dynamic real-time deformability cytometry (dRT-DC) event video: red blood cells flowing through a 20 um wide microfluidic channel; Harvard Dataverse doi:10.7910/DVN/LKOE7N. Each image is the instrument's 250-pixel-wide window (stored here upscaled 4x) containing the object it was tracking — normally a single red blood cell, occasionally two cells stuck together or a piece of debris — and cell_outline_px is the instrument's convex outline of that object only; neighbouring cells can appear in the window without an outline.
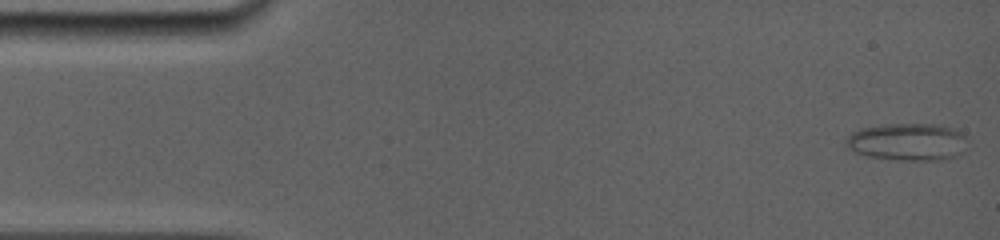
{"species": "common noctule bat (a hibernating species)", "species_latin": "Nyctalus noctula", "temperature_condition": "room temperature", "stored_images_in_passage": 21, "camera_frame_rate_fps": 5000, "um_per_image_px": 0.085, "animal": {"sex": "female", "body_mass_g": 19.0, "forearm_length_mm": 56.7}, "frame": {"image": 1, "passage_image": 1, "time_ms": 0.0, "image_size_px": [1000, 240], "cell_outline_px": [[968, 148], [960, 156], [940, 160], [900, 160], [868, 156], [856, 152], [848, 148], [844, 144], [844, 140], [852, 132], [864, 128], [888, 124], [932, 124], [952, 128], [960, 132], [964, 136]], "centroid_in_image_um": [77.18, 12.07], "position_along_channel_um": 7.8, "area_um2": 26.53}}
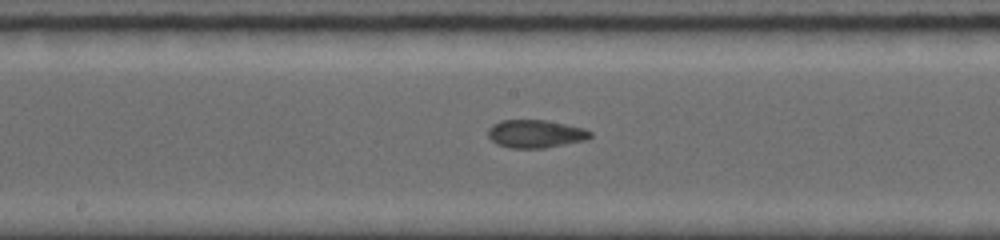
{"frame": {"image": 2, "passage_image": 12, "time_ms": 8.0, "image_size_px": [1000, 240], "cell_outline_px": [[592, 136], [588, 140], [544, 148], [508, 148], [496, 144], [488, 136], [488, 128], [492, 124], [500, 120], [544, 120], [584, 128], [592, 132]], "centroid_in_image_um": [45.51, 11.38], "position_along_channel_um": 202.7, "area_um2": 16.82}}
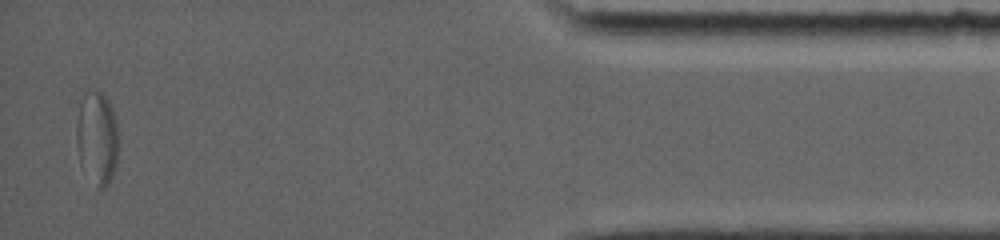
{"frame": {"image": 3, "passage_image": 21, "time_ms": 15.2, "image_size_px": [1000, 240], "cell_outline_px": [[120, 140], [116, 164], [112, 176], [108, 184], [104, 188], [100, 188], [80, 164], [76, 144], [76, 124], [80, 100], [84, 92], [96, 88], [108, 100], [112, 108], [116, 120]], "centroid_in_image_um": [8.26, 11.65], "position_along_channel_um": 426.9, "area_um2": 23.18}}